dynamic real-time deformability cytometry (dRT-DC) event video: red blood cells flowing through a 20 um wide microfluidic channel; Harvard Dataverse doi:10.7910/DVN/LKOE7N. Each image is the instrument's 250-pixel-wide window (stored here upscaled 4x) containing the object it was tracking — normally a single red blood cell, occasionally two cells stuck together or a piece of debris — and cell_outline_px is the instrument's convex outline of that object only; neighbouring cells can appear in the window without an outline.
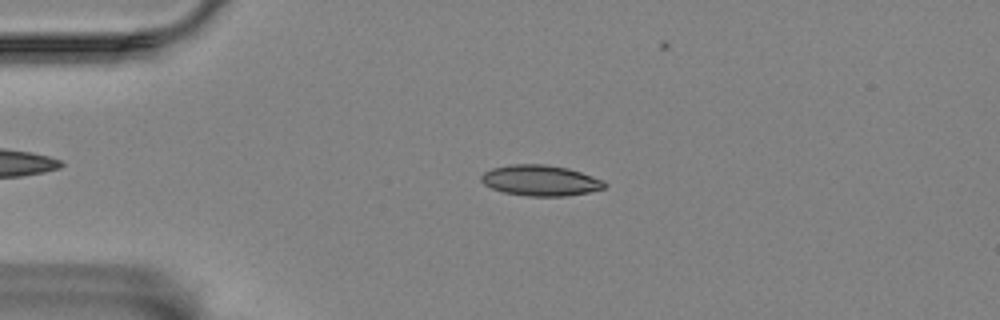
{"species": "Egyptian fruit bat (a non-hibernating species)", "species_latin": "Rousettus aegyptiacus", "temperature_condition": "room temperature", "stored_images_in_passage": 57, "camera_frame_rate_fps": 3000, "um_per_image_px": 0.085, "animal": {"sex": "female"}, "frame": {"image": 1, "passage_image": 12, "time_ms": 3.667, "image_size_px": [1000, 320], "cell_outline_px": [[608, 184], [604, 188], [588, 192], [564, 196], [528, 196], [504, 192], [492, 188], [484, 184], [480, 180], [480, 176], [484, 172], [492, 168], [508, 164], [544, 164], [568, 168], [604, 180]], "centroid_in_image_um": [45.92, 15.33], "position_along_channel_um": 39.1, "area_um2": 22.08}}
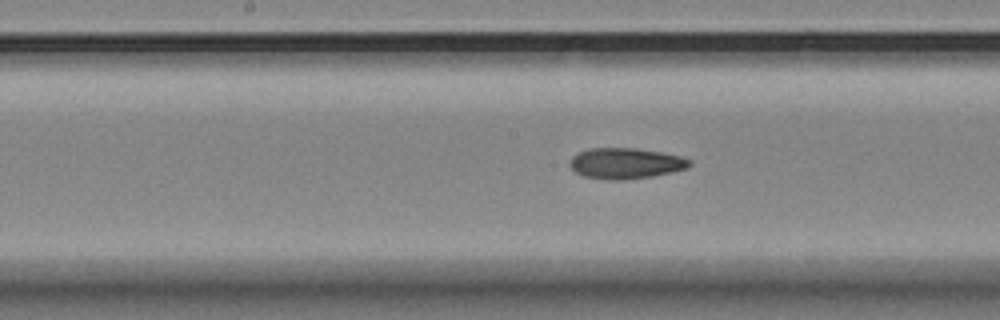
{"frame": {"image": 2, "passage_image": 28, "time_ms": 9.0, "image_size_px": [1000, 320], "cell_outline_px": [[692, 164], [688, 168], [672, 172], [652, 176], [624, 180], [608, 180], [584, 176], [576, 172], [568, 164], [572, 156], [576, 152], [588, 148], [636, 148], [660, 152], [680, 156], [692, 160]], "centroid_in_image_um": [53.16, 13.88], "position_along_channel_um": 195.0, "area_um2": 21.68}}
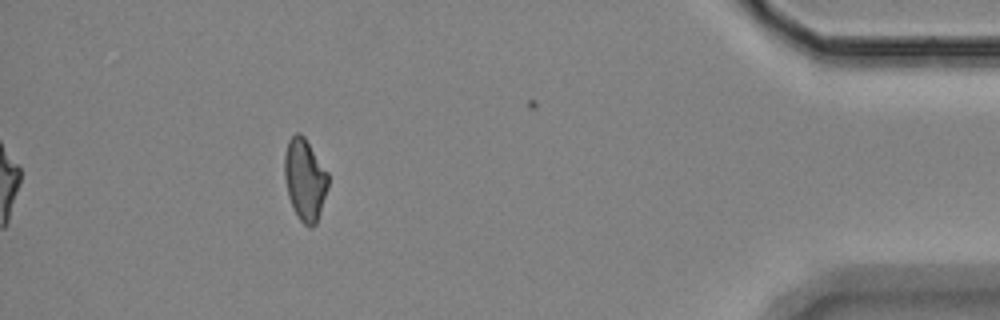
{"frame": {"image": 3, "passage_image": 51, "time_ms": 16.667, "image_size_px": [1000, 320], "cell_outline_px": [[328, 188], [316, 224], [312, 228], [308, 228], [300, 220], [288, 196], [284, 176], [284, 156], [288, 140], [296, 132], [300, 132], [304, 136], [328, 172]], "centroid_in_image_um": [25.91, 15.25], "position_along_channel_um": 409.3, "area_um2": 20.81}, "authors_computed_cell_mechanics": {"area_um2": 21.097, "velocity_mm_per_s": 3.4621, "shape_relaxation_time_tau1_ms": 9.9719, "shape_relaxation_time_tau2_ms": 6.1096, "deformation_change_tau1": 0.1881, "deformation_change_tau2": 0.1281}}